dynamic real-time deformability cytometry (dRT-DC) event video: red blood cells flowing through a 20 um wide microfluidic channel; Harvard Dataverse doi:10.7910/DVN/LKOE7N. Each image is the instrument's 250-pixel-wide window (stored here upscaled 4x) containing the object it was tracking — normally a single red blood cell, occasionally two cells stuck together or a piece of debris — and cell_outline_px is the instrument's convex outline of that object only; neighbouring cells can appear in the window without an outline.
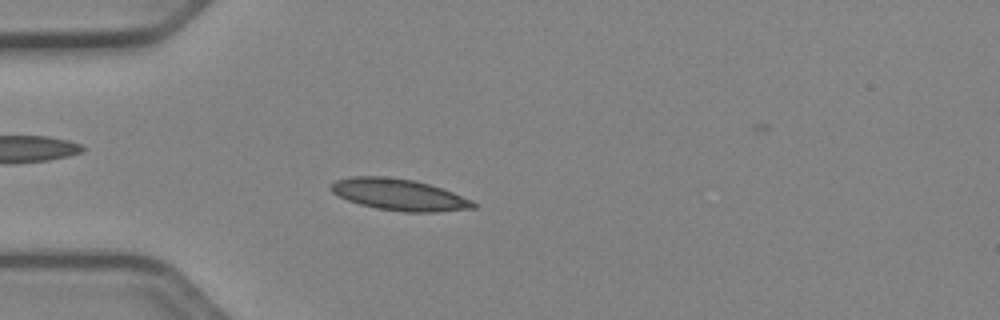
{"species": "Egyptian fruit bat (a non-hibernating species)", "species_latin": "Rousettus aegyptiacus", "temperature_condition": "cold", "stored_images_in_passage": 51, "camera_frame_rate_fps": 3000, "um_per_image_px": 0.085, "animal": {"sex": "female"}, "frame": {"image": 1, "passage_image": 14, "time_ms": 4.333, "image_size_px": [1000, 320], "cell_outline_px": [[476, 208], [436, 212], [404, 212], [376, 208], [360, 204], [348, 200], [332, 192], [328, 188], [336, 180], [352, 176], [384, 176], [412, 180], [428, 184], [452, 192], [472, 200], [476, 204]], "centroid_in_image_um": [33.91, 16.55], "position_along_channel_um": 51.1, "area_um2": 25.95}}
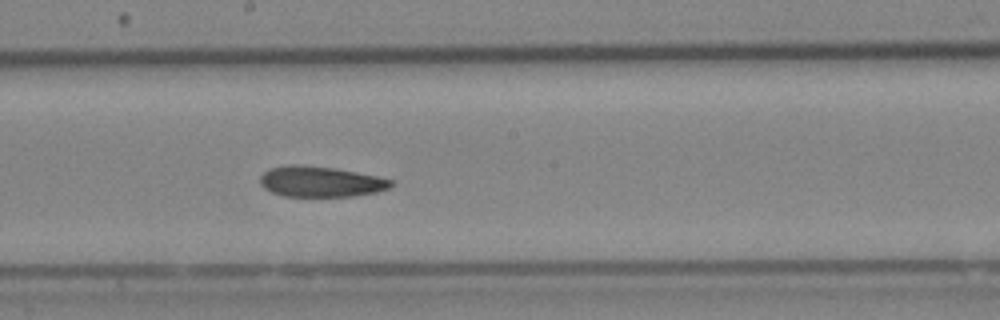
{"frame": {"image": 2, "passage_image": 28, "time_ms": 9.0, "image_size_px": [1000, 320], "cell_outline_px": [[392, 184], [388, 188], [376, 192], [352, 196], [284, 196], [272, 192], [264, 188], [260, 184], [260, 176], [268, 168], [288, 164], [296, 164], [332, 168], [356, 172], [376, 176], [392, 180]], "centroid_in_image_um": [27.19, 15.43], "position_along_channel_um": 221.0, "area_um2": 23.18}}
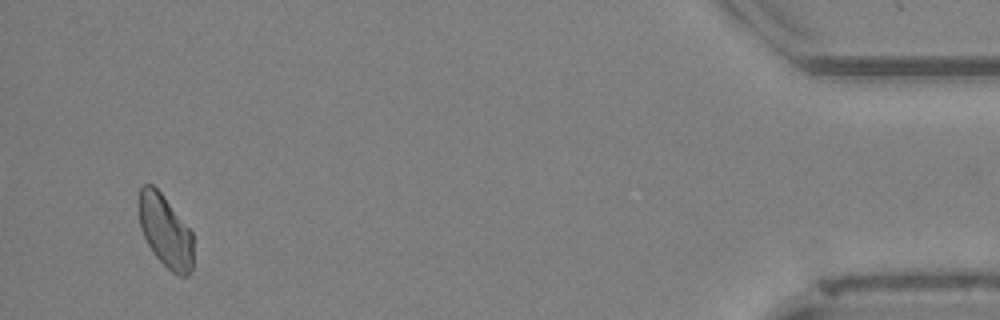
{"frame": {"image": 3, "passage_image": 49, "time_ms": 16.0, "image_size_px": [1000, 320], "cell_outline_px": [[192, 268], [188, 276], [180, 276], [172, 272], [156, 256], [148, 244], [140, 228], [140, 188], [144, 184], [152, 184], [160, 192], [192, 232]], "centroid_in_image_um": [14.07, 19.67], "position_along_channel_um": 421.1, "area_um2": 22.37}, "authors_computed_cell_mechanics": {"area_um2": 23.7558, "velocity_mm_per_s": 3.9337, "shape_relaxation_time_tau1_ms": 11.1819, "shape_relaxation_time_tau2_ms": null, "deformation_change_tau1": 0.1685, "deformation_change_tau2": null}}